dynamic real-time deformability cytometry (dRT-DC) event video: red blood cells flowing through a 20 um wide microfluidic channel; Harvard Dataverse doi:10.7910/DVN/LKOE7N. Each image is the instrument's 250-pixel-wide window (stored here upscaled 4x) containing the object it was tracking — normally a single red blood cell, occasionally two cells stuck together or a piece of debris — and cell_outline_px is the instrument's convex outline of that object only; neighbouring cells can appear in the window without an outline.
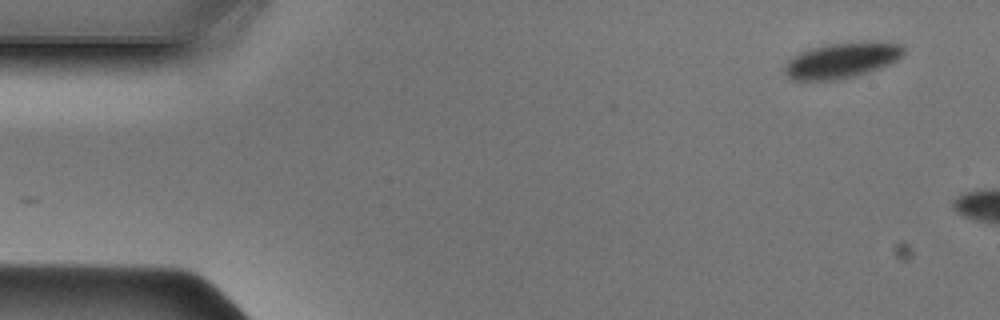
{"species": "Egyptian fruit bat (a non-hibernating species)", "species_latin": "Rousettus aegyptiacus", "temperature_condition": "cold", "stored_images_in_passage": 5, "camera_frame_rate_fps": 3000, "um_per_image_px": 0.085, "animal": {"sex": "male"}, "frame": {"image": 1, "passage_image": 1, "time_ms": 0.0, "image_size_px": [1000, 320], "cell_outline_px": [[904, 52], [896, 60], [888, 64], [864, 72], [832, 80], [792, 80], [784, 72], [784, 64], [792, 56], [808, 48], [828, 44], [896, 44], [904, 48]], "centroid_in_image_um": [71.39, 5.16], "position_along_channel_um": 13.6, "area_um2": 23.29}}